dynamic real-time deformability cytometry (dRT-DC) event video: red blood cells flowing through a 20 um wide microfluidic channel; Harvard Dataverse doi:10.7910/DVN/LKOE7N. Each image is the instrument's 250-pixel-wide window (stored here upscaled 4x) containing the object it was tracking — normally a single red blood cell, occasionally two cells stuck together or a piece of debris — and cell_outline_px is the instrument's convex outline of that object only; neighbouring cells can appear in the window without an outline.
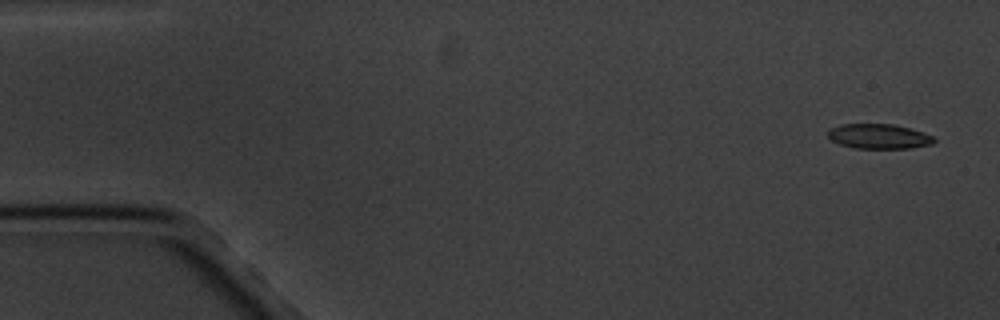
{"species": "common noctule bat (a hibernating species)", "species_latin": "Nyctalus noctula", "temperature_condition": "cold", "stored_images_in_passage": 6, "camera_frame_rate_fps": 3000, "um_per_image_px": 0.085, "animal": {"sex": "male", "body_mass_g": 20.1, "forearm_length_mm": 53.5}, "frame": {"image": 1, "passage_image": 1, "time_ms": 0.0, "image_size_px": [1000, 320], "cell_outline_px": [[936, 140], [932, 144], [912, 148], [856, 148], [840, 144], [832, 140], [828, 136], [828, 132], [832, 128], [840, 124], [892, 124], [908, 128], [932, 136]], "centroid_in_image_um": [74.7, 11.59], "position_along_channel_um": 10.3, "area_um2": 15.09}}
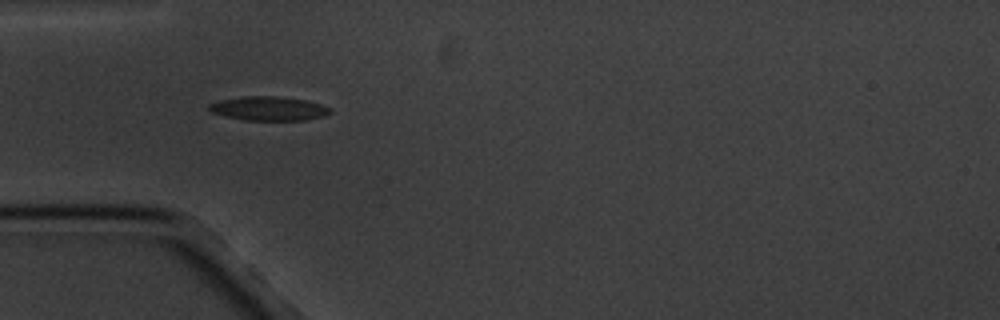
{"frame": {"image": 2, "passage_image": 5, "time_ms": 5.0, "image_size_px": [1000, 320], "cell_outline_px": [[332, 112], [308, 120], [244, 120], [224, 116], [212, 112], [208, 108], [208, 104], [220, 100], [240, 96], [280, 96], [304, 100], [320, 104], [332, 108]], "centroid_in_image_um": [22.82, 9.22], "position_along_channel_um": 62.2, "area_um2": 16.99}}
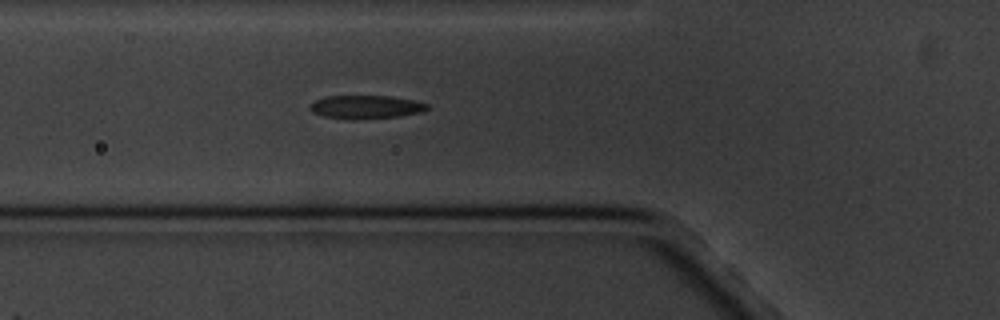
{"frame": {"image": 3, "passage_image": 6, "time_ms": 6.0, "image_size_px": [1000, 320], "cell_outline_px": [[428, 108], [420, 112], [400, 116], [364, 120], [348, 120], [324, 116], [312, 112], [308, 108], [316, 100], [324, 96], [388, 96], [416, 100], [428, 104]], "centroid_in_image_um": [31.09, 9.11], "position_along_channel_um": 94.7, "area_um2": 16.18}}